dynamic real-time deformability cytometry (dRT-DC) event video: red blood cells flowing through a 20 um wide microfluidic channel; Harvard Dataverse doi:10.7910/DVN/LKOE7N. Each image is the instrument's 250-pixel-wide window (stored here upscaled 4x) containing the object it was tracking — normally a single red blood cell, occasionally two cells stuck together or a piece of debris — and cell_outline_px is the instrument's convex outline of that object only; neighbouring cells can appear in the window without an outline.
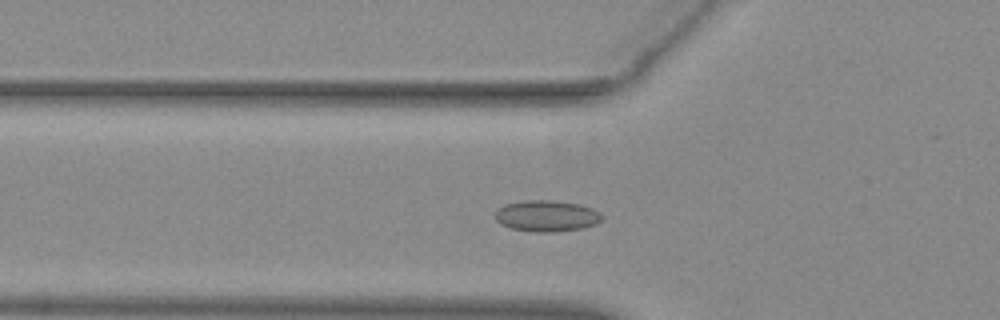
{"species": "common noctule bat (a hibernating species)", "species_latin": "Nyctalus noctula", "temperature_condition": "warm", "stored_images_in_passage": 36, "camera_frame_rate_fps": 3000, "um_per_image_px": 0.085, "animal": {"sex": "female", "body_mass_g": 29.2, "forearm_length_mm": 56.3}, "frame": {"image": 1, "passage_image": 2, "time_ms": 0.333, "image_size_px": [1000, 320], "cell_outline_px": [[604, 220], [596, 224], [584, 228], [552, 232], [532, 232], [512, 228], [500, 224], [496, 220], [496, 212], [504, 204], [524, 200], [548, 200], [580, 204], [592, 208], [600, 212], [604, 216]], "centroid_in_image_um": [46.51, 18.36], "position_along_channel_um": 79.3, "area_um2": 19.59}}
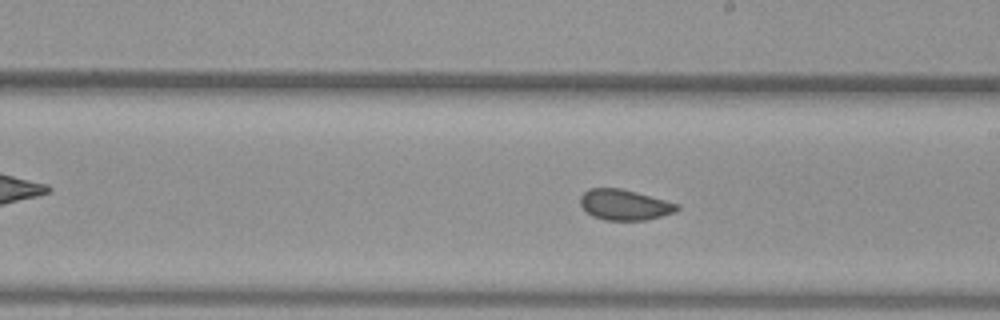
{"frame": {"image": 2, "passage_image": 14, "time_ms": 4.333, "image_size_px": [1000, 320], "cell_outline_px": [[680, 208], [676, 212], [644, 220], [604, 220], [592, 216], [584, 212], [580, 204], [580, 196], [588, 188], [620, 188], [636, 192], [680, 204]], "centroid_in_image_um": [53.05, 17.41], "position_along_channel_um": 235.9, "area_um2": 17.4}}
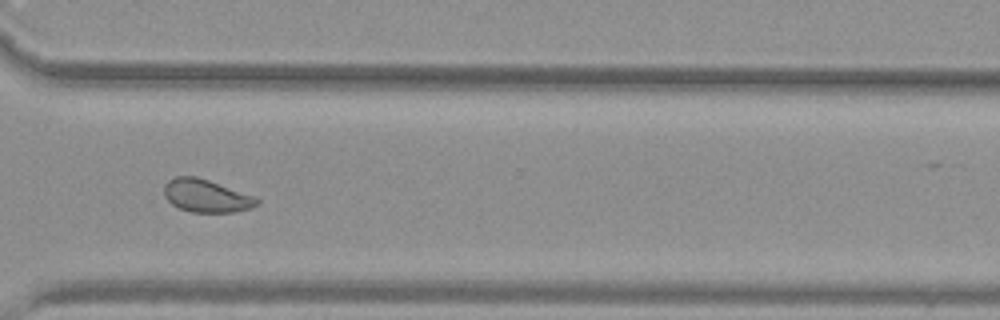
{"frame": {"image": 3, "passage_image": 23, "time_ms": 7.333, "image_size_px": [1000, 320], "cell_outline_px": [[260, 204], [252, 208], [236, 212], [192, 212], [180, 208], [172, 204], [164, 196], [164, 184], [168, 180], [176, 176], [196, 176], [208, 180], [252, 196], [260, 200]], "centroid_in_image_um": [17.52, 16.65], "position_along_channel_um": 353.1, "area_um2": 17.63}, "authors_computed_cell_mechanics": {"area_um2": 17.8602, "velocity_mm_per_s": 3.9071, "shape_relaxation_time_tau1_ms": null, "shape_relaxation_time_tau2_ms": 1.4158, "deformation_change_tau1": null, "deformation_change_tau2": 0.0602}}